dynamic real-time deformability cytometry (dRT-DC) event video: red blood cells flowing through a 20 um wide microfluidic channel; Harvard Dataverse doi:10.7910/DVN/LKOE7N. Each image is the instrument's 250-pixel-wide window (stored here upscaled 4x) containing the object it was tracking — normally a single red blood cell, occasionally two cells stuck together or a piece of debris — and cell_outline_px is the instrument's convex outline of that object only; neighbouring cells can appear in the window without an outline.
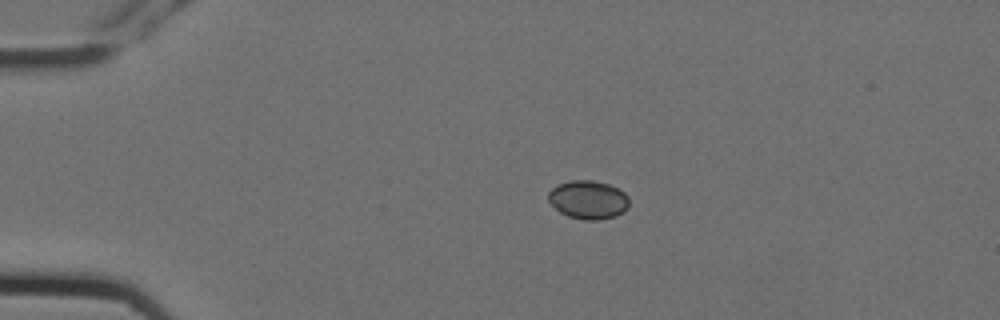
{"species": "Egyptian fruit bat (a non-hibernating species)", "species_latin": "Rousettus aegyptiacus", "temperature_condition": "cold", "stored_images_in_passage": 5, "camera_frame_rate_fps": 3000, "um_per_image_px": 0.085, "animal": {"sex": "female"}, "frame": {"image": 1, "passage_image": 2, "time_ms": 0.333, "image_size_px": [1000, 320], "cell_outline_px": [[628, 208], [624, 212], [616, 216], [600, 220], [584, 220], [568, 216], [560, 212], [548, 200], [548, 192], [552, 188], [560, 184], [572, 180], [592, 180], [608, 184], [624, 192], [628, 196]], "centroid_in_image_um": [50.01, 16.99], "position_along_channel_um": 35.0, "area_um2": 18.09}}
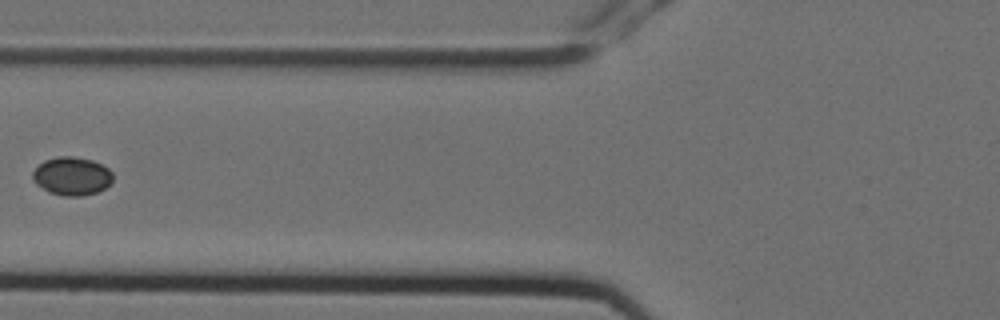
{"frame": {"image": 2, "passage_image": 5, "time_ms": 1.333, "image_size_px": [1000, 320], "cell_outline_px": [[112, 180], [104, 188], [96, 192], [80, 196], [64, 196], [48, 192], [36, 184], [32, 180], [32, 172], [44, 160], [60, 156], [72, 156], [92, 160], [108, 168], [112, 172]], "centroid_in_image_um": [6.08, 14.97], "position_along_channel_um": 119.7, "area_um2": 17.8}}